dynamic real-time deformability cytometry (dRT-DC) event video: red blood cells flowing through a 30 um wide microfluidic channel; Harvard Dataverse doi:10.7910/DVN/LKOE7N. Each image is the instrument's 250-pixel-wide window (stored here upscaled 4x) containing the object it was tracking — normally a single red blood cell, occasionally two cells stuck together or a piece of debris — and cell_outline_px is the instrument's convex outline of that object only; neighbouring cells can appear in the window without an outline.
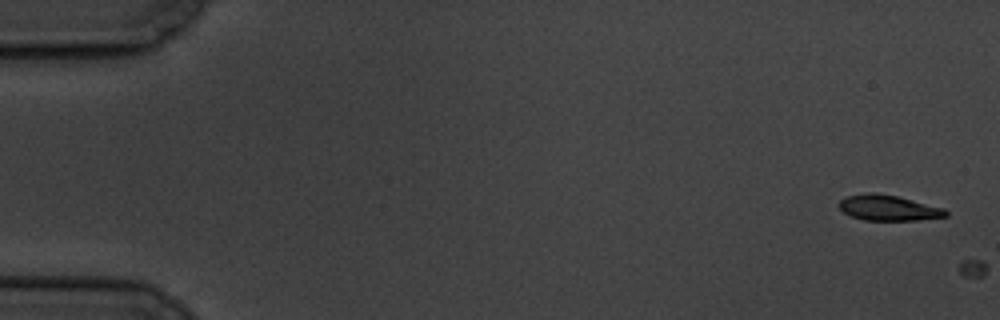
{"species": "common noctule bat (a hibernating species)", "species_latin": "Nyctalus noctula", "temperature_condition": "cold", "stored_images_in_passage": 2, "camera_frame_rate_fps": 3000, "um_per_image_px": 0.085, "animal": {"sex": "male", "body_mass_g": 19.5, "forearm_length_mm": 54.6}, "frame": {"image": 1, "passage_image": 1, "time_ms": 0.0, "image_size_px": [1000, 320], "cell_outline_px": [[948, 216], [916, 220], [864, 220], [852, 216], [844, 212], [836, 204], [840, 200], [848, 196], [868, 192], [872, 192], [896, 196], [944, 208], [948, 212]], "centroid_in_image_um": [75.49, 17.67], "position_along_channel_um": 9.5, "area_um2": 15.72}}